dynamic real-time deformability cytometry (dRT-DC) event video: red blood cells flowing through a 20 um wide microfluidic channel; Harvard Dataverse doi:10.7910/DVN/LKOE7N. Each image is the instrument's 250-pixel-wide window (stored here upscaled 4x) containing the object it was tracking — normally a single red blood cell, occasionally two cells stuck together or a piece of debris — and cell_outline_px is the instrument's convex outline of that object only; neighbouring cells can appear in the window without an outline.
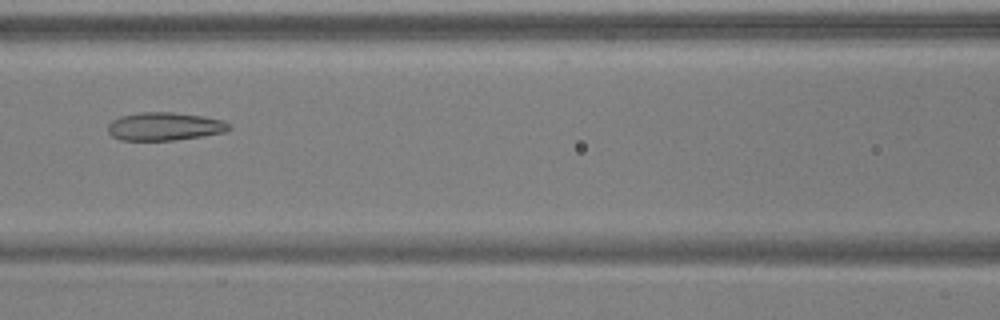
{"species": "common noctule bat (a hibernating species)", "species_latin": "Nyctalus noctula", "temperature_condition": "warm", "stored_images_in_passage": 5, "camera_frame_rate_fps": 3000, "um_per_image_px": 0.085, "animal": {"sex": "male", "body_mass_g": 17.9, "forearm_length_mm": 54.2}, "frame": {"image": 1, "passage_image": 4, "time_ms": 1.0, "image_size_px": [1000, 320], "cell_outline_px": [[232, 128], [224, 132], [176, 140], [120, 140], [112, 136], [108, 132], [108, 124], [112, 120], [120, 116], [140, 112], [172, 112], [204, 116], [224, 120]], "centroid_in_image_um": [13.97, 10.74], "position_along_channel_um": 152.6, "area_um2": 19.88}}